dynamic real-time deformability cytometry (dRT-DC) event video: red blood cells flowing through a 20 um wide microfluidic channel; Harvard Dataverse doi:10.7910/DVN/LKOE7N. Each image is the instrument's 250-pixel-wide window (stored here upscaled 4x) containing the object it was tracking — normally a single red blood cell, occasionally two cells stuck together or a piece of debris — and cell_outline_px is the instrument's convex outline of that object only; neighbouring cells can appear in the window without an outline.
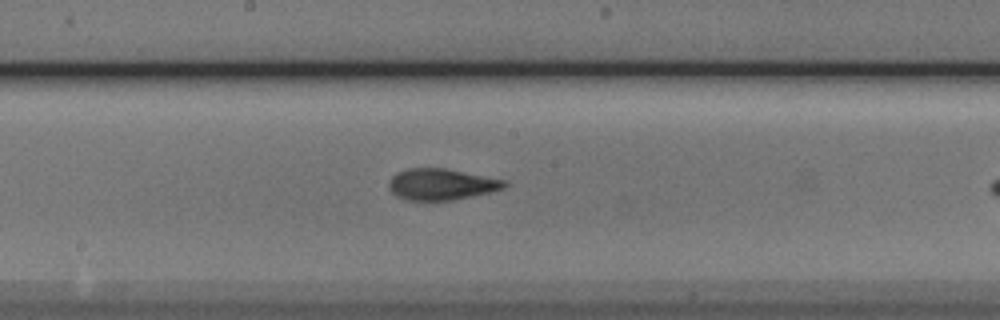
{"species": "Egyptian fruit bat (a non-hibernating species)", "species_latin": "Rousettus aegyptiacus", "temperature_condition": "cold", "stored_images_in_passage": 21, "camera_frame_rate_fps": 3000, "um_per_image_px": 0.085, "animal": {"sex": "male"}, "frame": {"image": 1, "passage_image": 10, "time_ms": 3.0, "image_size_px": [1000, 320], "cell_outline_px": [[508, 184], [504, 188], [472, 196], [452, 200], [408, 200], [396, 196], [392, 192], [388, 184], [392, 176], [396, 172], [408, 168], [444, 168], [508, 180]], "centroid_in_image_um": [37.52, 15.66], "position_along_channel_um": 210.7, "area_um2": 21.04}}
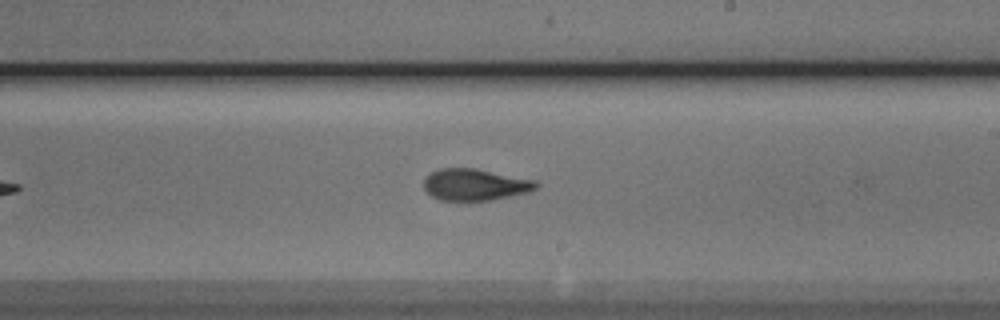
{"frame": {"image": 2, "passage_image": 13, "time_ms": 4.0, "image_size_px": [1000, 320], "cell_outline_px": [[540, 184], [536, 188], [528, 192], [492, 200], [440, 200], [432, 196], [424, 188], [424, 180], [432, 172], [440, 168], [476, 168], [536, 180]], "centroid_in_image_um": [40.41, 15.69], "position_along_channel_um": 248.6, "area_um2": 20.63}}
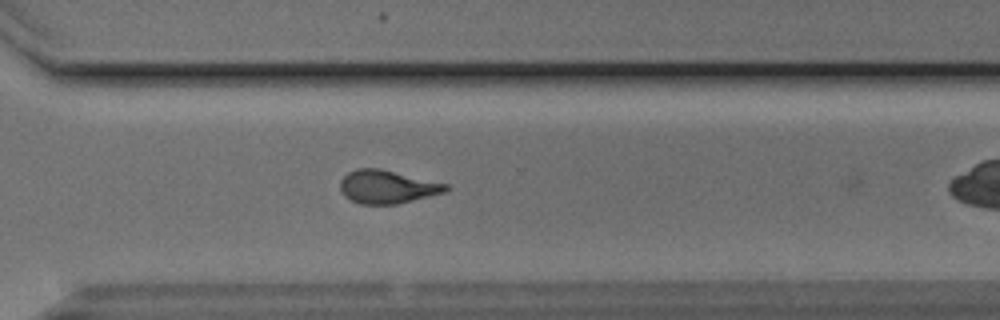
{"frame": {"image": 3, "passage_image": 20, "time_ms": 6.333, "image_size_px": [1000, 320], "cell_outline_px": [[452, 188], [444, 192], [396, 204], [360, 204], [344, 196], [340, 188], [340, 180], [348, 172], [356, 168], [380, 168], [448, 184]], "centroid_in_image_um": [32.9, 15.87], "position_along_channel_um": 337.7, "area_um2": 20.4}}